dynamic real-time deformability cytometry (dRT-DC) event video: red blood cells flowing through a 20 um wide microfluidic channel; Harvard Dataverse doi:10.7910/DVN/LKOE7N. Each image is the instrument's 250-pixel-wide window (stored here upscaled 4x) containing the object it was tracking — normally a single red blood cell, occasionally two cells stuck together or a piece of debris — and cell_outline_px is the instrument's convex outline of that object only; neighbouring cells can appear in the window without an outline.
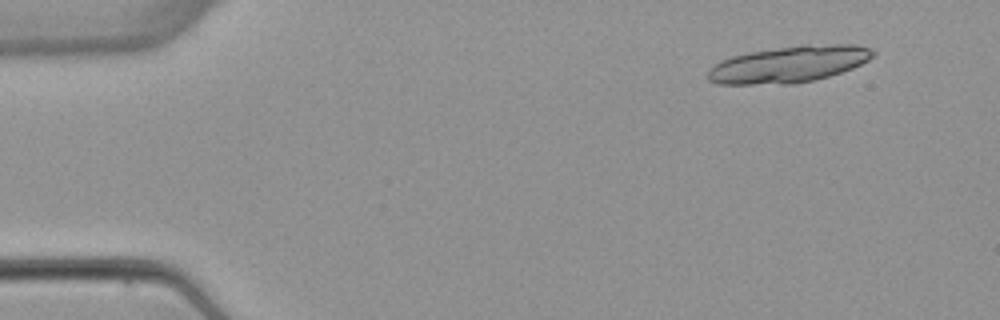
{"species": "common noctule bat (a hibernating species)", "species_latin": "Nyctalus noctula", "temperature_condition": "warm", "stored_images_in_passage": 6, "camera_frame_rate_fps": 3000, "um_per_image_px": 0.085, "animal": {"sex": "female", "body_mass_g": 22.7, "forearm_length_mm": 54.2}, "frame": {"image": 1, "passage_image": 1, "time_ms": 0.0, "image_size_px": [1000, 320], "cell_outline_px": [[876, 56], [852, 68], [816, 80], [792, 84], [716, 84], [708, 80], [708, 68], [720, 60], [732, 56], [748, 52], [804, 44], [856, 44], [872, 48], [876, 52]], "centroid_in_image_um": [67.06, 5.45], "position_along_channel_um": 17.9, "area_um2": 35.55}}